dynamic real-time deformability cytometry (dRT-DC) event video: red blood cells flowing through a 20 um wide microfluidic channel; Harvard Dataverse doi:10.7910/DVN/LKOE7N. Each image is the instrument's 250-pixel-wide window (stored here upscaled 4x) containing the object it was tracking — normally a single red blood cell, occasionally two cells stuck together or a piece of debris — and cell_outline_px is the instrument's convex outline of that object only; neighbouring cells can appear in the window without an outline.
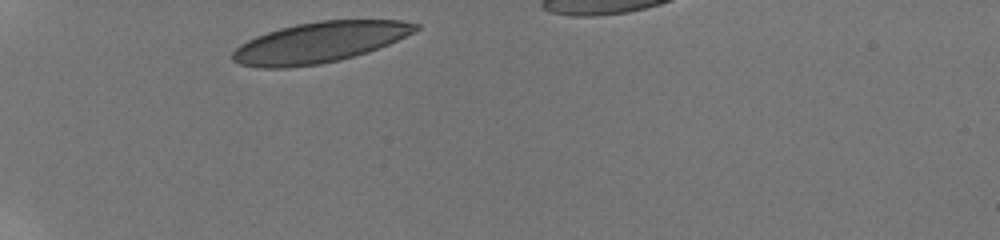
{"species": "human", "species_latin": "Homo sapiens", "temperature_condition": "room temperature", "stored_images_in_passage": 25, "camera_frame_rate_fps": 3000, "um_per_image_px": 0.085, "donor": {"sex": "male"}, "frame": {"image": 1, "passage_image": 1, "time_ms": 0.0, "image_size_px": [1000, 240], "cell_outline_px": [[420, 28], [388, 44], [368, 52], [340, 60], [320, 64], [288, 68], [260, 68], [240, 64], [232, 60], [232, 52], [240, 44], [256, 36], [280, 28], [296, 24], [320, 20], [400, 20], [420, 24]], "centroid_in_image_um": [27.13, 3.61], "position_along_channel_um": 57.9, "area_um2": 43.18}}
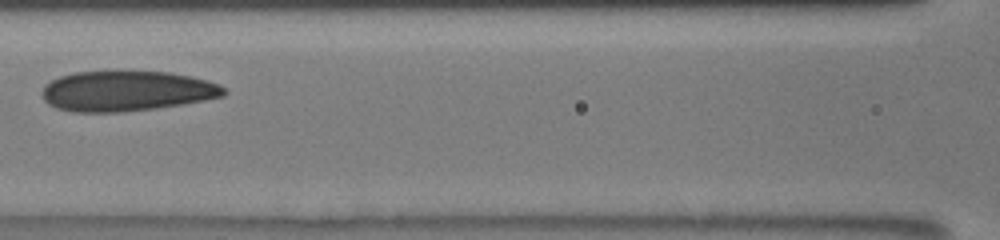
{"frame": {"image": 2, "passage_image": 8, "time_ms": 3.333, "image_size_px": [1000, 240], "cell_outline_px": [[228, 92], [224, 96], [184, 104], [156, 108], [124, 112], [72, 112], [56, 108], [48, 104], [44, 100], [40, 92], [44, 84], [60, 76], [72, 72], [116, 68], [168, 72], [208, 80], [220, 84]], "centroid_in_image_um": [10.72, 7.69], "position_along_channel_um": 155.9, "area_um2": 44.22}}
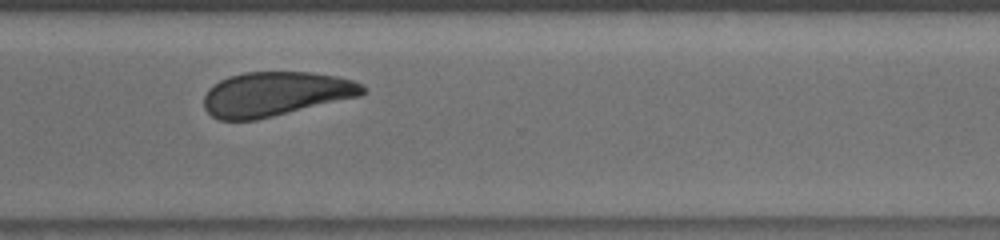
{"frame": {"image": 3, "passage_image": 20, "time_ms": 8.333, "image_size_px": [1000, 240], "cell_outline_px": [[368, 88], [360, 96], [256, 120], [220, 120], [212, 116], [204, 108], [204, 96], [208, 88], [220, 80], [228, 76], [244, 72], [312, 72], [336, 76], [352, 80]], "centroid_in_image_um": [23.4, 7.98], "position_along_channel_um": 347.2, "area_um2": 41.04}, "authors_computed_cell_mechanics": {"area_um2": 42.194, "velocity_mm_per_s": 3.8282, "shape_relaxation_time_tau1_ms": null, "shape_relaxation_time_tau2_ms": 2.6502, "deformation_change_tau1": null, "deformation_change_tau2": 0.0855}}